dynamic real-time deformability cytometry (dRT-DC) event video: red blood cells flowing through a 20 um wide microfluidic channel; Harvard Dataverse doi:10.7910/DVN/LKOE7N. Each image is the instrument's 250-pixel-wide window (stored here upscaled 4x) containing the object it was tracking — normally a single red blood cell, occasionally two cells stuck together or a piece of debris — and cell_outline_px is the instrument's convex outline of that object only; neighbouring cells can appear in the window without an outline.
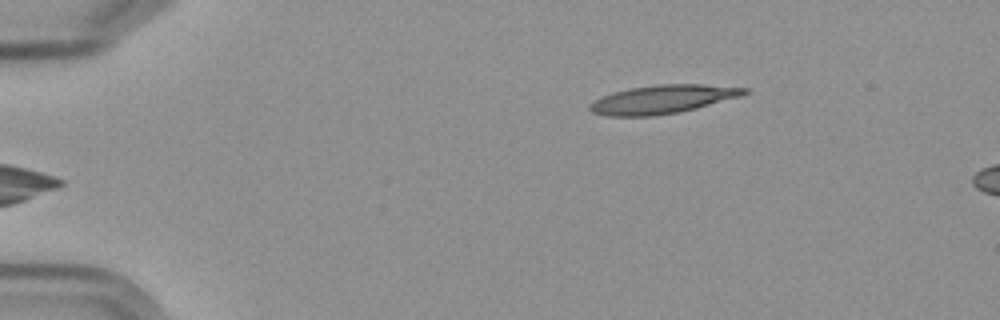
{"species": "Egyptian fruit bat (a non-hibernating species)", "species_latin": "Rousettus aegyptiacus", "temperature_condition": "cold", "stored_images_in_passage": 3, "camera_frame_rate_fps": 3000, "um_per_image_px": 0.085, "frame": {"image": 1, "passage_image": 3, "time_ms": 2.333, "image_size_px": [1000, 320], "cell_outline_px": [[748, 92], [740, 96], [696, 108], [676, 112], [652, 116], [608, 116], [592, 112], [588, 108], [588, 104], [612, 92], [628, 88], [656, 84], [704, 84], [748, 88]], "centroid_in_image_um": [56.29, 8.43], "position_along_channel_um": 28.7, "area_um2": 25.49}}